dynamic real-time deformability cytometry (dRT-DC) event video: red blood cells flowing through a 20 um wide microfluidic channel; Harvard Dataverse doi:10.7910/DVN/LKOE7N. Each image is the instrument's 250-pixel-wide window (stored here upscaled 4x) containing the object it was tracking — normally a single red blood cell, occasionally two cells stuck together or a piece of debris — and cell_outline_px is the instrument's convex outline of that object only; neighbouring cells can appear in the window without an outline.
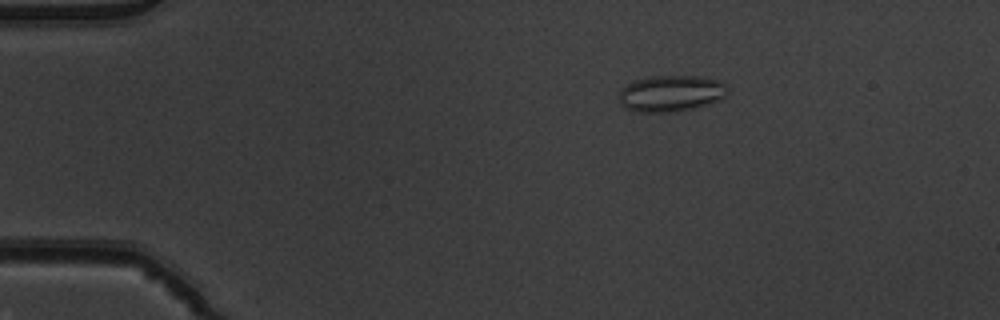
{"species": "common noctule bat (a hibernating species)", "species_latin": "Nyctalus noctula", "temperature_condition": "warm", "stored_images_in_passage": 53, "camera_frame_rate_fps": 3000, "um_per_image_px": 0.085, "animal": {"sex": "male", "body_mass_g": 19.5, "forearm_length_mm": 54.6}, "frame": {"image": 1, "passage_image": 10, "time_ms": 3.0, "image_size_px": [1000, 320], "cell_outline_px": [[728, 92], [720, 100], [708, 104], [692, 108], [672, 112], [632, 112], [624, 108], [620, 104], [620, 88], [632, 80], [652, 76], [696, 76], [716, 80], [724, 84], [728, 88]], "centroid_in_image_um": [56.97, 7.95], "position_along_channel_um": 28.0, "area_um2": 23.12}}
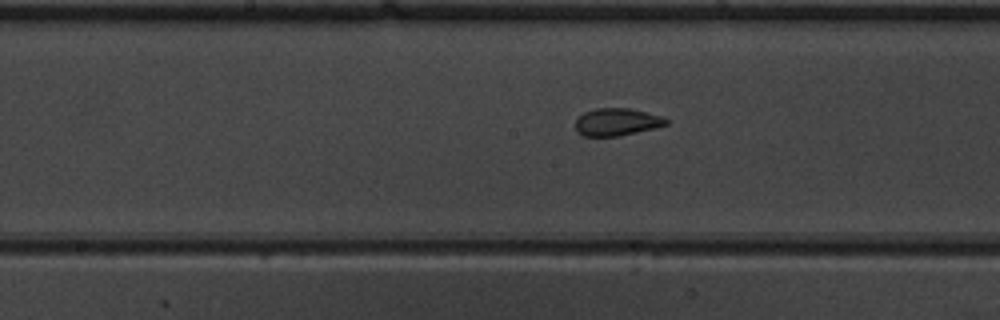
{"frame": {"image": 2, "passage_image": 28, "time_ms": 9.0, "image_size_px": [1000, 320], "cell_outline_px": [[668, 124], [656, 128], [620, 136], [584, 136], [576, 128], [576, 120], [584, 112], [596, 108], [628, 108], [660, 116], [668, 120]], "centroid_in_image_um": [52.44, 10.37], "position_along_channel_um": 195.8, "area_um2": 14.33}}
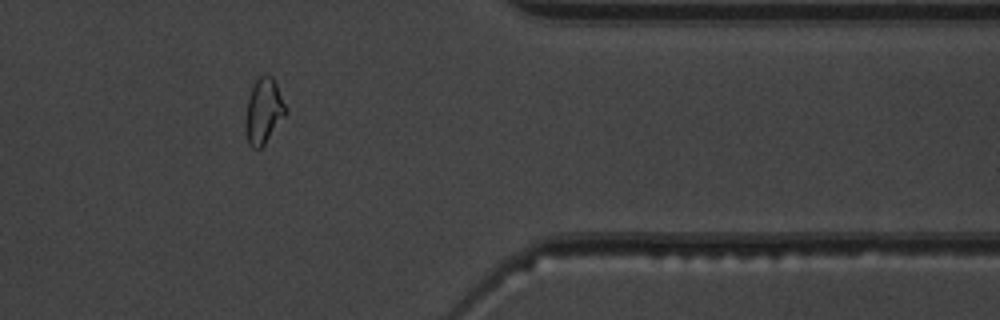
{"frame": {"image": 3, "passage_image": 44, "time_ms": 14.333, "image_size_px": [1000, 320], "cell_outline_px": [[288, 112], [264, 144], [260, 148], [252, 148], [248, 144], [244, 128], [244, 120], [248, 96], [256, 80], [260, 76], [272, 76], [288, 108]], "centroid_in_image_um": [22.4, 9.46], "position_along_channel_um": 389.0, "area_um2": 15.43}, "authors_computed_cell_mechanics": {"area_um2": 15.4326, "velocity_mm_per_s": 3.9233, "shape_relaxation_time_tau1_ms": null, "shape_relaxation_time_tau2_ms": 1.0008, "deformation_change_tau1": null, "deformation_change_tau2": 0.0767}}